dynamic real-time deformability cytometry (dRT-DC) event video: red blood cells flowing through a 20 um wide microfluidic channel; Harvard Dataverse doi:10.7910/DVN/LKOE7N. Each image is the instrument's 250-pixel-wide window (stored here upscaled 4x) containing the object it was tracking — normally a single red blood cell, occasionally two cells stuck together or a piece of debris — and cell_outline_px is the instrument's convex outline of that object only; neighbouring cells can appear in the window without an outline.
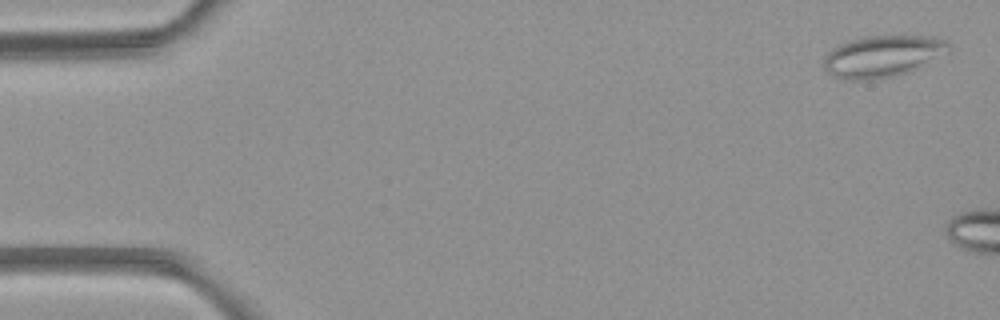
{"species": "common noctule bat (a hibernating species)", "species_latin": "Nyctalus noctula", "temperature_condition": "room temperature", "stored_images_in_passage": 3, "camera_frame_rate_fps": 3000, "um_per_image_px": 0.085, "animal": {"sex": "female", "body_mass_g": 21.9}, "frame": {"image": 1, "passage_image": 1, "time_ms": 0.0, "image_size_px": [1000, 320], "cell_outline_px": [[948, 48], [908, 72], [876, 80], [852, 80], [832, 76], [824, 68], [824, 60], [828, 52], [840, 44], [852, 40], [868, 36], [932, 36], [944, 40], [948, 44]], "centroid_in_image_um": [74.91, 4.79], "position_along_channel_um": 10.1, "area_um2": 29.25}}